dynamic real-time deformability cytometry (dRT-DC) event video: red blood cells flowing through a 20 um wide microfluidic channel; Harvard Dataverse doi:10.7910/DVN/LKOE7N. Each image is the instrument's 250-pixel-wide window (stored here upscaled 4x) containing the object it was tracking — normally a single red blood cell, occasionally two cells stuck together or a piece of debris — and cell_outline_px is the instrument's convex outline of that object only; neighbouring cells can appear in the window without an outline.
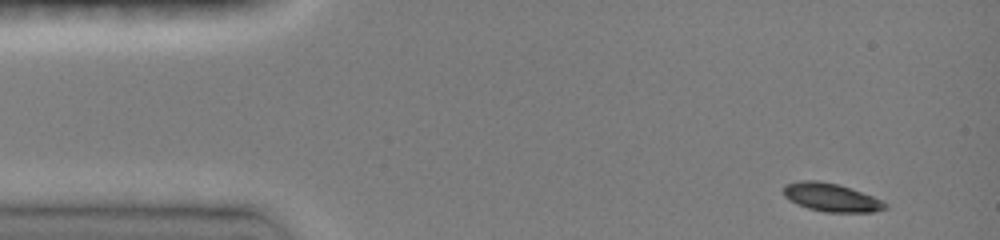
{"species": "common noctule bat (a hibernating species)", "species_latin": "Nyctalus noctula", "temperature_condition": "room temperature", "stored_images_in_passage": 6, "camera_frame_rate_fps": 3000, "um_per_image_px": 0.085, "animal": {"sex": "female", "body_mass_g": 19.0, "forearm_length_mm": 51.5}, "frame": {"image": 1, "passage_image": 1, "time_ms": 0.0, "image_size_px": [1000, 240], "cell_outline_px": [[888, 208], [872, 212], [824, 212], [808, 208], [796, 204], [788, 200], [784, 196], [784, 184], [800, 180], [816, 180], [836, 184], [884, 200], [888, 204]], "centroid_in_image_um": [70.64, 16.79], "position_along_channel_um": 14.4, "area_um2": 16.76}}
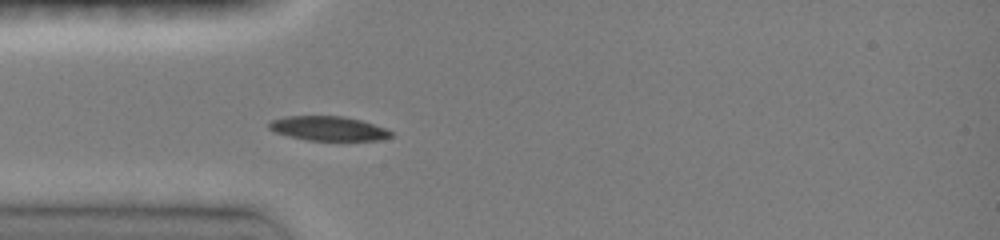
{"frame": {"image": 2, "passage_image": 6, "time_ms": 3.333, "image_size_px": [1000, 240], "cell_outline_px": [[392, 136], [380, 140], [308, 140], [288, 136], [276, 132], [268, 128], [268, 120], [284, 116], [344, 116], [360, 120], [384, 128], [392, 132]], "centroid_in_image_um": [27.85, 10.91], "position_along_channel_um": 57.2, "area_um2": 17.28}}